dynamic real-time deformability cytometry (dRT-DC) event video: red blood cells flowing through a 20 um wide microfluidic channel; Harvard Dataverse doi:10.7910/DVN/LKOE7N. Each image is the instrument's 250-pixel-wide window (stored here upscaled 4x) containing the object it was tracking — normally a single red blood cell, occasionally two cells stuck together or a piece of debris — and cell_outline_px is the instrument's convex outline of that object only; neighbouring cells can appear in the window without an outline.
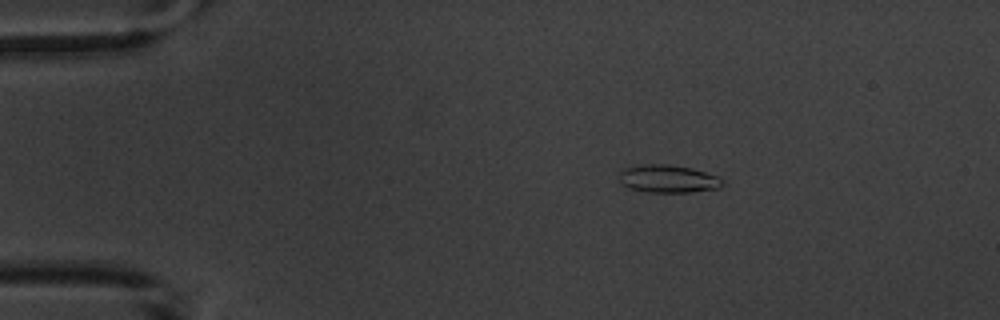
{"species": "common noctule bat (a hibernating species)", "species_latin": "Nyctalus noctula", "temperature_condition": "warm", "stored_images_in_passage": 3, "camera_frame_rate_fps": 3000, "um_per_image_px": 0.085, "animal": {"sex": "male", "body_mass_g": 20.1, "forearm_length_mm": 53.5}, "frame": {"image": 1, "passage_image": 2, "time_ms": 2.667, "image_size_px": [1000, 320], "cell_outline_px": [[724, 184], [720, 188], [688, 192], [648, 192], [632, 188], [620, 184], [620, 172], [624, 168], [644, 164], [664, 164], [692, 168], [720, 176], [724, 180]], "centroid_in_image_um": [56.83, 15.19], "position_along_channel_um": 28.2, "area_um2": 16.76}}